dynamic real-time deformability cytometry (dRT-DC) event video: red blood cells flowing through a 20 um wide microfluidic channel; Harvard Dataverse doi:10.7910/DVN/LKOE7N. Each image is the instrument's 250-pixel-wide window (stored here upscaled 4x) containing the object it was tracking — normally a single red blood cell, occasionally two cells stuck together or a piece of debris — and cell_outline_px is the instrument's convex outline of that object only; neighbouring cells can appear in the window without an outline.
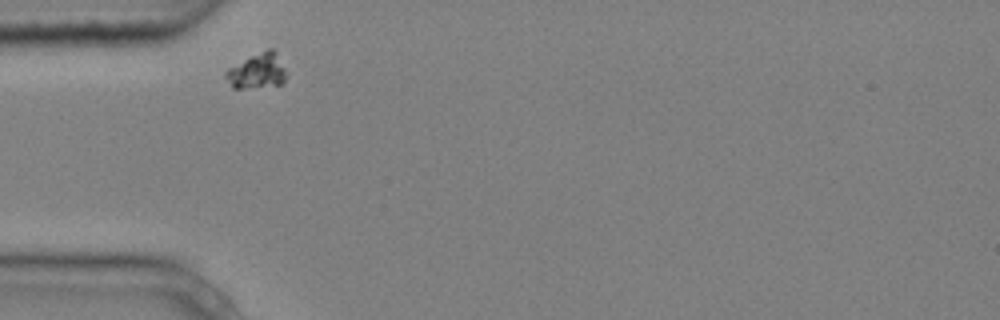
{"species": "common noctule bat (a hibernating species)", "species_latin": "Nyctalus noctula", "temperature_condition": "cold", "stored_images_in_passage": 2, "camera_frame_rate_fps": 3000, "um_per_image_px": 0.085, "animal": {"sex": "male", "body_mass_g": 20.4}, "frame": {"image": 1, "passage_image": 1, "time_ms": 0.0, "image_size_px": [1000, 320], "cell_outline_px": [[284, 80], [280, 84], [240, 88], [232, 88], [224, 76], [224, 72], [228, 68], [268, 48], [272, 48], [276, 52], [284, 68]], "centroid_in_image_um": [21.82, 6.03], "position_along_channel_um": 63.2, "area_um2": 11.96}}
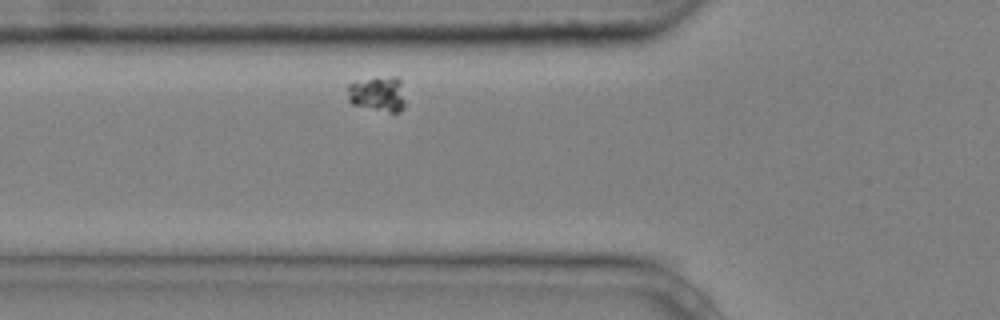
{"frame": {"image": 2, "passage_image": 2, "time_ms": 0.333, "image_size_px": [1000, 320], "cell_outline_px": [[404, 108], [400, 112], [388, 112], [352, 104], [348, 100], [348, 84], [368, 80], [392, 76], [396, 76], [400, 80], [404, 100]], "centroid_in_image_um": [32.13, 8.01], "position_along_channel_um": 93.7, "area_um2": 11.5}}